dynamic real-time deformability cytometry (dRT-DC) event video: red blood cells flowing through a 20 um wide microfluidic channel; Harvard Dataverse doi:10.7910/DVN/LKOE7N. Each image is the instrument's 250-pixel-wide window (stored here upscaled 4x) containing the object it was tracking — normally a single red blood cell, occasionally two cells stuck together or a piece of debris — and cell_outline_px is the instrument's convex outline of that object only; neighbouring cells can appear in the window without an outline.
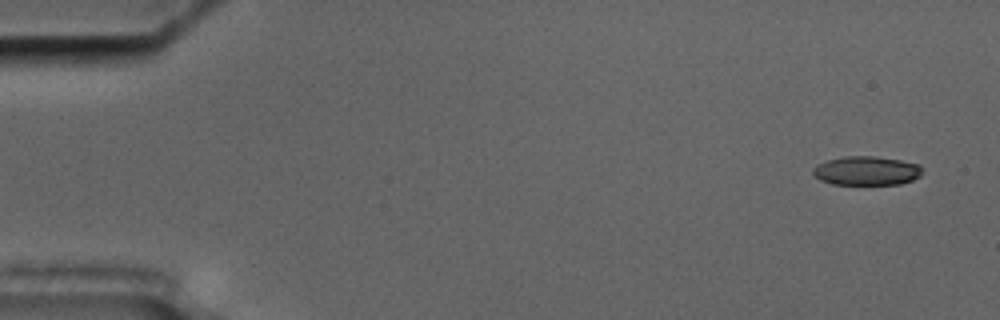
{"species": "common noctule bat (a hibernating species)", "species_latin": "Nyctalus noctula", "temperature_condition": "cold", "stored_images_in_passage": 5, "camera_frame_rate_fps": 3000, "um_per_image_px": 0.085, "animal": {"sex": "male", "body_mass_g": 17.5, "forearm_length_mm": 52.3}, "frame": {"image": 1, "passage_image": 1, "time_ms": 0.0, "image_size_px": [1000, 320], "cell_outline_px": [[924, 172], [920, 176], [912, 180], [900, 184], [832, 184], [820, 180], [812, 172], [812, 168], [816, 164], [828, 160], [844, 156], [872, 156], [900, 160], [920, 164]], "centroid_in_image_um": [73.67, 14.51], "position_along_channel_um": 11.3, "area_um2": 18.55}}